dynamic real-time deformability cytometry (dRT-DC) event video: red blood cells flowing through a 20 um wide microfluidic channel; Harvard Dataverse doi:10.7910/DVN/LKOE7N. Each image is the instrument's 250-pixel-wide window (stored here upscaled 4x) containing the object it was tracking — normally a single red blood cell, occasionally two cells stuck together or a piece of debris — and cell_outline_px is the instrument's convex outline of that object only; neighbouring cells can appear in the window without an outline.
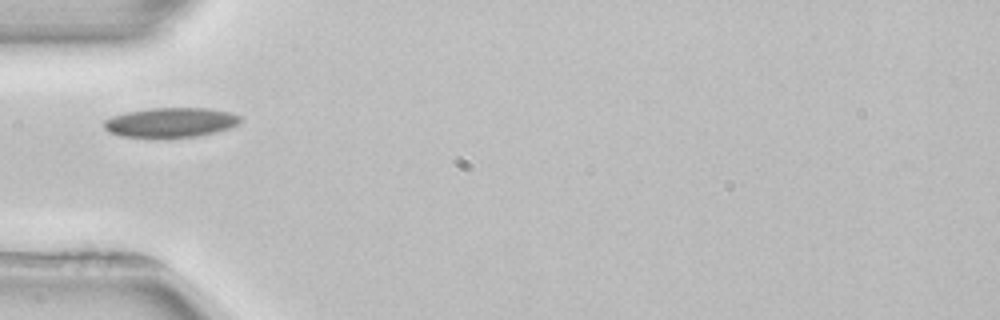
{"species": "common noctule bat (a hibernating species)", "species_latin": "Nyctalus noctula", "temperature_condition": "room temperature", "stored_images_in_passage": 1, "camera_frame_rate_fps": 3000, "um_per_image_px": 0.085, "animal": {"sex": "female", "body_mass_g": 22.7, "forearm_length_mm": 54.2}, "frame": {"image": 1, "passage_image": 1, "time_ms": 0.0, "image_size_px": [1000, 320], "cell_outline_px": [[240, 120], [236, 124], [228, 128], [216, 132], [196, 136], [120, 136], [108, 132], [104, 128], [104, 120], [112, 116], [128, 112], [148, 108], [208, 108], [228, 112], [240, 116]], "centroid_in_image_um": [14.48, 10.39], "position_along_channel_um": 70.5, "area_um2": 23.0}}